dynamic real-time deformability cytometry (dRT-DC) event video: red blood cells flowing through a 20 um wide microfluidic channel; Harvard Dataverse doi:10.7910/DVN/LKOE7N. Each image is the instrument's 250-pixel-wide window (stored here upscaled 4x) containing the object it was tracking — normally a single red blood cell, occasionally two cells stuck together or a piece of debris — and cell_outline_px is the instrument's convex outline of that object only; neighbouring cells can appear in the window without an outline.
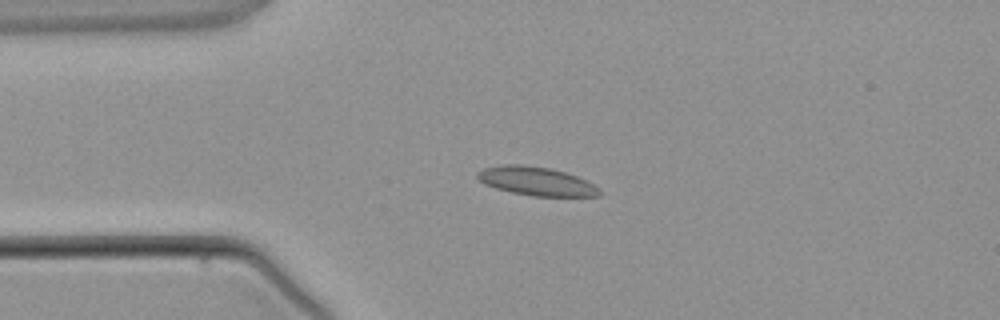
{"species": "common noctule bat (a hibernating species)", "species_latin": "Nyctalus noctula", "temperature_condition": "warm", "stored_images_in_passage": 3, "camera_frame_rate_fps": 3000, "um_per_image_px": 0.085, "animal": {"sex": "male", "body_mass_g": 21.5, "forearm_length_mm": 52.0}, "frame": {"image": 1, "passage_image": 2, "time_ms": 1.0, "image_size_px": [1000, 320], "cell_outline_px": [[600, 196], [532, 196], [512, 192], [496, 188], [484, 184], [476, 176], [476, 172], [484, 168], [500, 164], [520, 164], [552, 168], [576, 176], [600, 188]], "centroid_in_image_um": [45.55, 15.39], "position_along_channel_um": 39.5, "area_um2": 20.35}}